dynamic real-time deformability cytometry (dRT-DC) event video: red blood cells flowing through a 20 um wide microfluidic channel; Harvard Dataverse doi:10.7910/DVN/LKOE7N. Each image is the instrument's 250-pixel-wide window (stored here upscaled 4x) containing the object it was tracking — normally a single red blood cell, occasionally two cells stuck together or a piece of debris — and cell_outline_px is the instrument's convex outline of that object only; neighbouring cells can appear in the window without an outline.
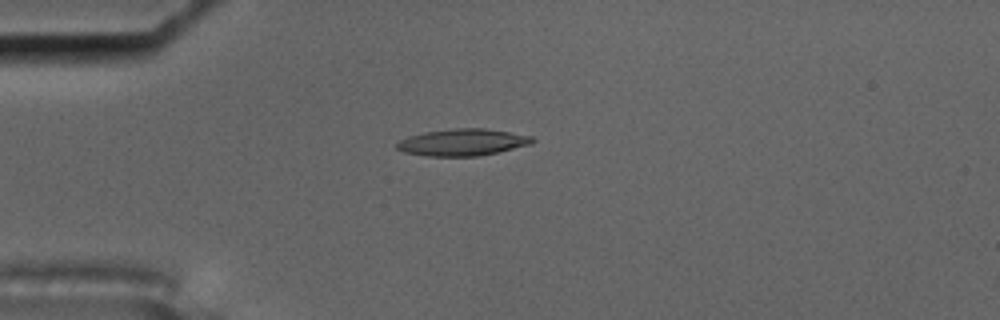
{"species": "common noctule bat (a hibernating species)", "species_latin": "Nyctalus noctula", "temperature_condition": "cold", "stored_images_in_passage": 57, "camera_frame_rate_fps": 3000, "um_per_image_px": 0.085, "animal": {"sex": "male", "body_mass_g": 17.5, "forearm_length_mm": 52.3}, "frame": {"image": 1, "passage_image": 15, "time_ms": 4.667, "image_size_px": [1000, 320], "cell_outline_px": [[536, 140], [532, 144], [480, 156], [428, 156], [404, 152], [396, 148], [396, 144], [400, 140], [408, 136], [424, 132], [456, 128], [484, 128], [532, 136]], "centroid_in_image_um": [39.32, 12.09], "position_along_channel_um": 45.7, "area_um2": 21.15}}
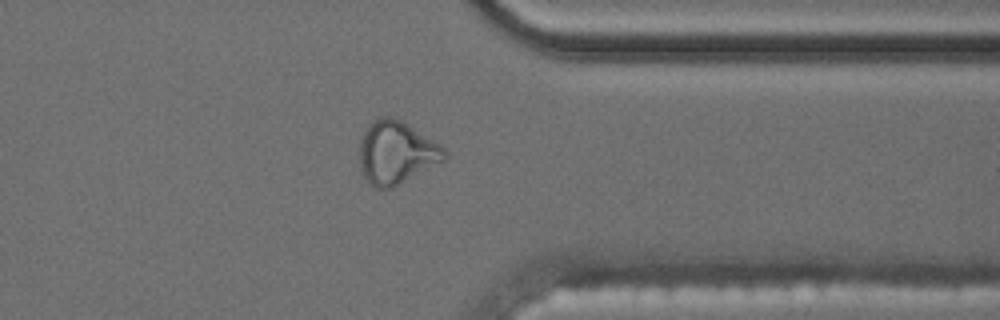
{"frame": {"image": 2, "passage_image": 45, "time_ms": 14.667, "image_size_px": [1000, 320], "cell_outline_px": [[448, 156], [444, 160], [392, 188], [376, 188], [368, 184], [360, 168], [360, 140], [368, 124], [380, 116], [388, 116], [400, 120], [444, 148], [448, 152]], "centroid_in_image_um": [33.65, 12.98], "position_along_channel_um": 377.8, "area_um2": 30.69}, "authors_computed_cell_mechanics": {"area_um2": 20.519, "velocity_mm_per_s": 3.5523, "shape_relaxation_time_tau1_ms": null, "shape_relaxation_time_tau2_ms": 4.1294, "deformation_change_tau1": null, "deformation_change_tau2": 0.1322}}